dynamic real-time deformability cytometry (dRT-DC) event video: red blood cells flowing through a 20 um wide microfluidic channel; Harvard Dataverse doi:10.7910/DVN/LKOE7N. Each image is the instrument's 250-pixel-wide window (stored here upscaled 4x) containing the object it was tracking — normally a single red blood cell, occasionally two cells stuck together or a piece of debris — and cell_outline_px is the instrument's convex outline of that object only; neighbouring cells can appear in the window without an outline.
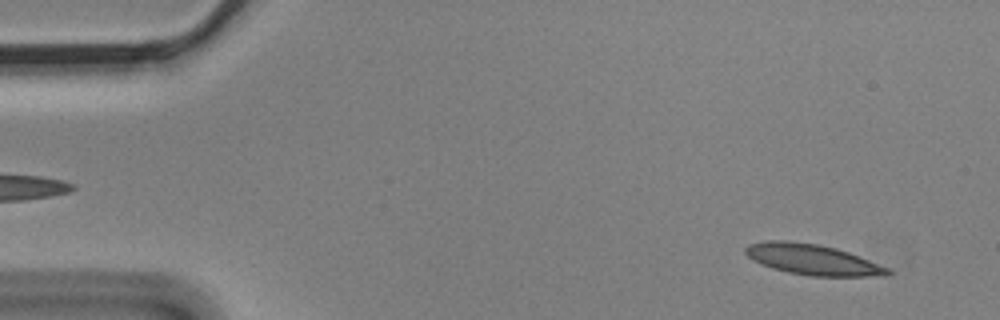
{"species": "Egyptian fruit bat (a non-hibernating species)", "species_latin": "Rousettus aegyptiacus", "temperature_condition": "cold", "stored_images_in_passage": 4, "camera_frame_rate_fps": 3000, "um_per_image_px": 0.085, "animal": {"sex": "male"}, "frame": {"image": 1, "passage_image": 1, "time_ms": 0.0, "image_size_px": [1000, 320], "cell_outline_px": [[892, 272], [884, 276], [812, 276], [788, 272], [772, 268], [760, 264], [752, 260], [744, 252], [744, 248], [748, 244], [764, 240], [788, 240], [816, 244], [836, 248], [848, 252], [888, 268]], "centroid_in_image_um": [68.99, 22.05], "position_along_channel_um": 16.0, "area_um2": 25.32}}
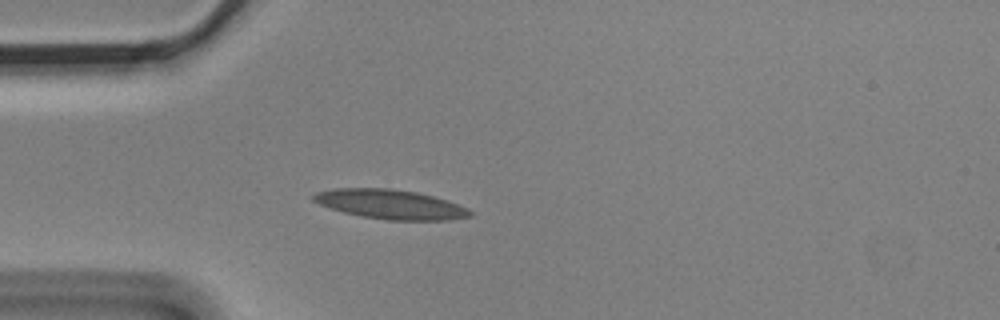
{"frame": {"image": 2, "passage_image": 4, "time_ms": 1.0, "image_size_px": [1000, 320], "cell_outline_px": [[472, 216], [448, 220], [388, 220], [360, 216], [344, 212], [320, 204], [312, 200], [312, 196], [316, 192], [332, 188], [388, 188], [416, 192], [448, 200], [468, 208], [472, 212]], "centroid_in_image_um": [33.19, 17.36], "position_along_channel_um": 51.8, "area_um2": 26.82}}